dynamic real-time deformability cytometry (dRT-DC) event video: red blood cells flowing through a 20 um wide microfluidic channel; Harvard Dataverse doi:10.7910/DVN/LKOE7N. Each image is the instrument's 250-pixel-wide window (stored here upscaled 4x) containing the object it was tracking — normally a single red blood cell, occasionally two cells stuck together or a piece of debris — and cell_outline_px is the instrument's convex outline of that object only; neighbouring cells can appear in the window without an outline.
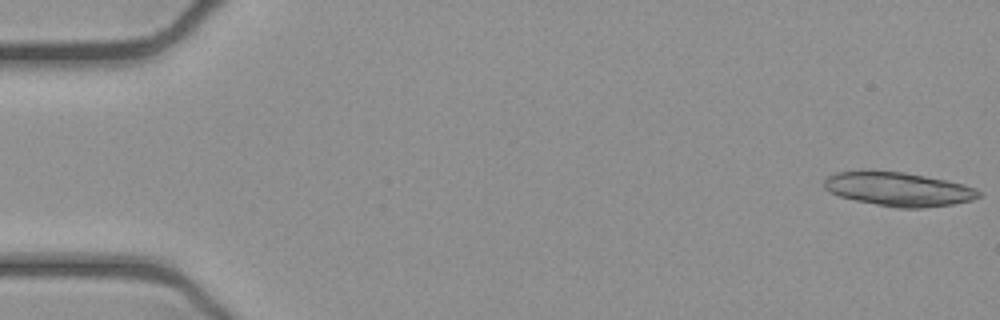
{"species": "common noctule bat (a hibernating species)", "species_latin": "Nyctalus noctula", "temperature_condition": "cold", "stored_images_in_passage": 23, "camera_frame_rate_fps": 3000, "um_per_image_px": 0.085, "animal": {"sex": "female", "body_mass_g": 21.9}, "frame": {"image": 1, "passage_image": 1, "time_ms": 0.0, "image_size_px": [1000, 320], "cell_outline_px": [[984, 192], [980, 196], [972, 200], [952, 204], [924, 208], [896, 208], [856, 200], [840, 196], [828, 192], [824, 188], [824, 180], [828, 176], [836, 172], [860, 168], [904, 172], [948, 180], [964, 184], [976, 188]], "centroid_in_image_um": [76.35, 16.04], "position_along_channel_um": 8.7, "area_um2": 31.33}}
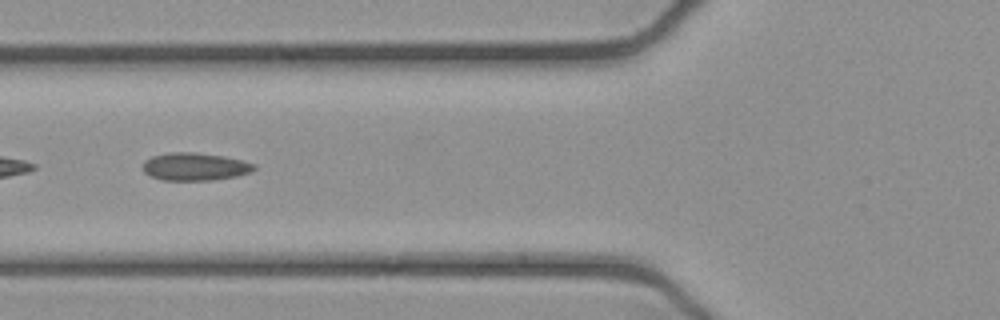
{"frame": {"image": 2, "passage_image": 20, "time_ms": 6.333, "image_size_px": [1000, 320], "cell_outline_px": [[256, 168], [252, 172], [236, 176], [212, 180], [164, 180], [152, 176], [144, 172], [144, 160], [152, 156], [168, 152], [196, 152], [224, 156], [256, 164]], "centroid_in_image_um": [16.59, 14.15], "position_along_channel_um": 109.2, "area_um2": 17.98}}